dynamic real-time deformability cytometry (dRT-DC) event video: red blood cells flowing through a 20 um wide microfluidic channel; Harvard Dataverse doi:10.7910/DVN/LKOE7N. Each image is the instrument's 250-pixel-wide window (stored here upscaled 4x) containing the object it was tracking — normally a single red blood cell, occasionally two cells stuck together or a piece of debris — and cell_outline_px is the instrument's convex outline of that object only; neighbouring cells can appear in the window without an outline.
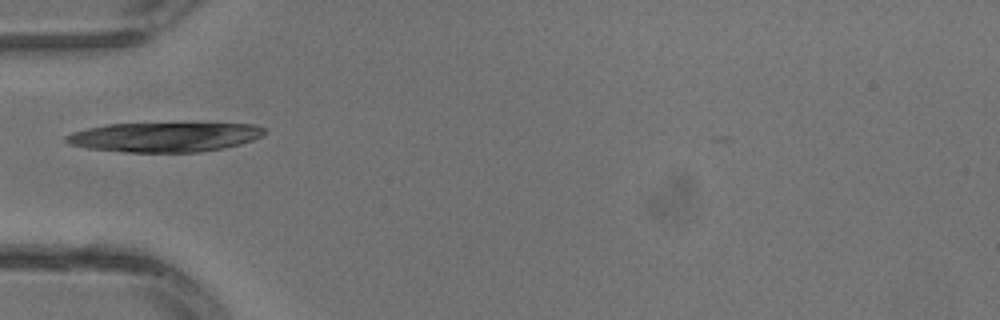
{"species": "common noctule bat (a hibernating species)", "species_latin": "Nyctalus noctula", "temperature_condition": "warm", "stored_images_in_passage": 1, "camera_frame_rate_fps": 3000, "um_per_image_px": 0.085, "animal": {"sex": "male", "body_mass_g": 13.3}, "frame": {"image": 1, "passage_image": 1, "time_ms": 0.0, "image_size_px": [1000, 320], "cell_outline_px": [[268, 132], [252, 140], [240, 144], [224, 148], [200, 152], [128, 152], [88, 148], [72, 144], [64, 140], [64, 136], [72, 132], [88, 128], [108, 124], [252, 124], [264, 128]], "centroid_in_image_um": [13.98, 11.65], "position_along_channel_um": 71.0, "area_um2": 33.76}}